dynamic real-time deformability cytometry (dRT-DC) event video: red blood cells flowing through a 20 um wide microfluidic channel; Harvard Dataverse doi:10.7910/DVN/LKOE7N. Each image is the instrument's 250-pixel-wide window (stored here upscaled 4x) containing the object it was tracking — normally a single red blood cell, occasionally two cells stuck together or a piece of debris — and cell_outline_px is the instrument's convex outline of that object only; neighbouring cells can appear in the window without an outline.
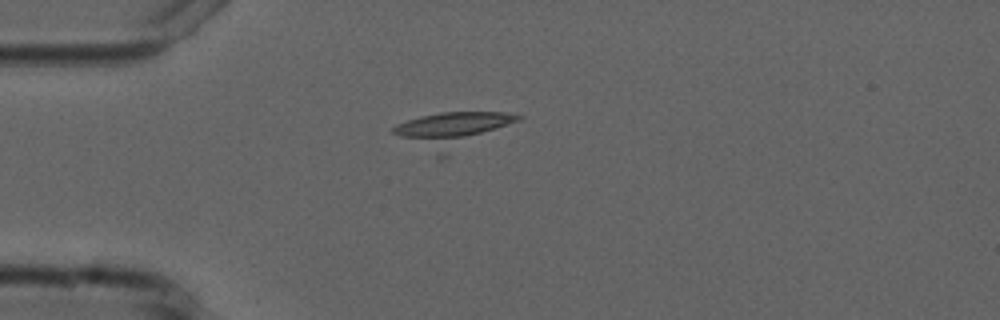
{"species": "common noctule bat (a hibernating species)", "species_latin": "Nyctalus noctula", "temperature_condition": "cold", "stored_images_in_passage": 5, "camera_frame_rate_fps": 3000, "um_per_image_px": 0.085, "animal": {"sex": "male", "forearm_length_mm": 52.5}, "frame": {"image": 1, "passage_image": 5, "time_ms": 4.667, "image_size_px": [1000, 320], "cell_outline_px": [[524, 116], [520, 120], [440, 160], [392, 132], [392, 128], [408, 120], [420, 116], [440, 112], [504, 112]], "centroid_in_image_um": [38.44, 11.06], "position_along_channel_um": 46.6, "area_um2": 25.66}}